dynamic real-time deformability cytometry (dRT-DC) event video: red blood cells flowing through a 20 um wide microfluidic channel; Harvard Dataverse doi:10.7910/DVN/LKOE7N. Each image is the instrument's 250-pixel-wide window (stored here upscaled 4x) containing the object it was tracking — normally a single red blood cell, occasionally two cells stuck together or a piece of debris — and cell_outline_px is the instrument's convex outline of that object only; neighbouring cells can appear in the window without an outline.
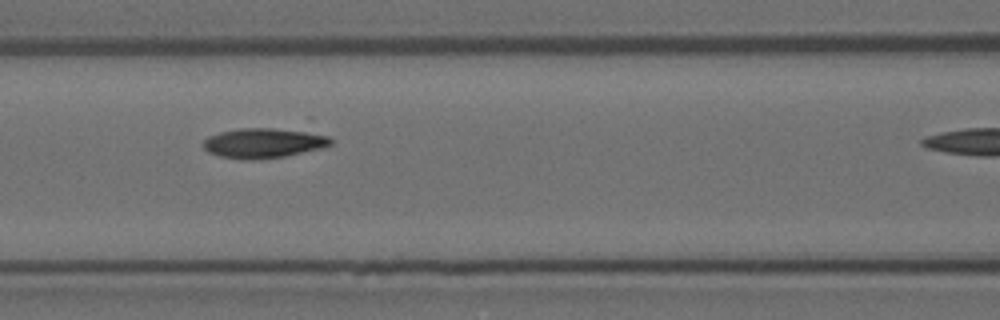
{"species": "Egyptian fruit bat (a non-hibernating species)", "species_latin": "Rousettus aegyptiacus", "temperature_condition": "room temperature", "stored_images_in_passage": 5, "camera_frame_rate_fps": 3000, "um_per_image_px": 0.085, "animal": {"sex": "female"}, "frame": {"image": 1, "passage_image": 4, "time_ms": 1.0, "image_size_px": [1000, 320], "cell_outline_px": [[332, 144], [320, 148], [284, 156], [244, 160], [220, 156], [208, 152], [204, 148], [204, 140], [208, 136], [220, 132], [240, 128], [304, 128], [328, 136], [332, 140]], "centroid_in_image_um": [22.46, 12.12], "position_along_channel_um": 144.1, "area_um2": 22.48}}